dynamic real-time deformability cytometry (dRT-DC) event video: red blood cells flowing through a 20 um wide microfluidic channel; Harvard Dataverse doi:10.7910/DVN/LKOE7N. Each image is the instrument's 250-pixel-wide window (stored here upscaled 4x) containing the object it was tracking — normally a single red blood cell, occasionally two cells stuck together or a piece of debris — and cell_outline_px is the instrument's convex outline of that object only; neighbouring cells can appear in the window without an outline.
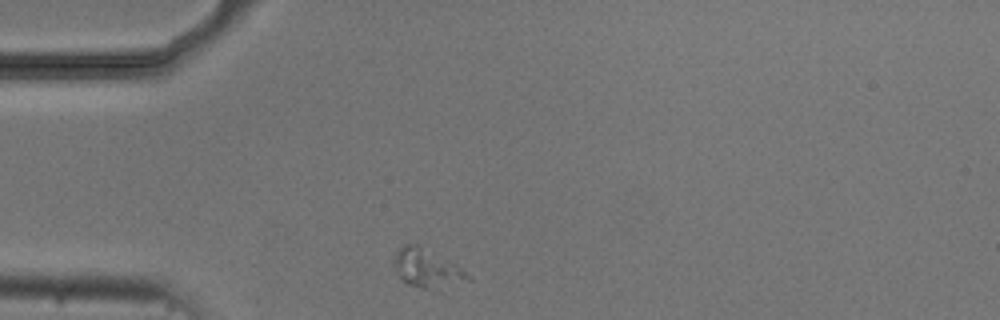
{"species": "common noctule bat (a hibernating species)", "species_latin": "Nyctalus noctula", "temperature_condition": "cold", "stored_images_in_passage": 5, "camera_frame_rate_fps": 3000, "um_per_image_px": 0.085, "animal": {"sex": "male", "body_mass_g": 20.5, "forearm_length_mm": 52.5}, "frame": {"image": 1, "passage_image": 1, "time_ms": 0.0, "image_size_px": [1000, 320], "cell_outline_px": [[472, 280], [440, 292], [420, 288], [408, 284], [396, 272], [392, 264], [392, 256], [404, 244], [416, 244], [460, 268], [472, 276]], "centroid_in_image_um": [36.31, 22.89], "position_along_channel_um": 48.7, "area_um2": 16.88}}
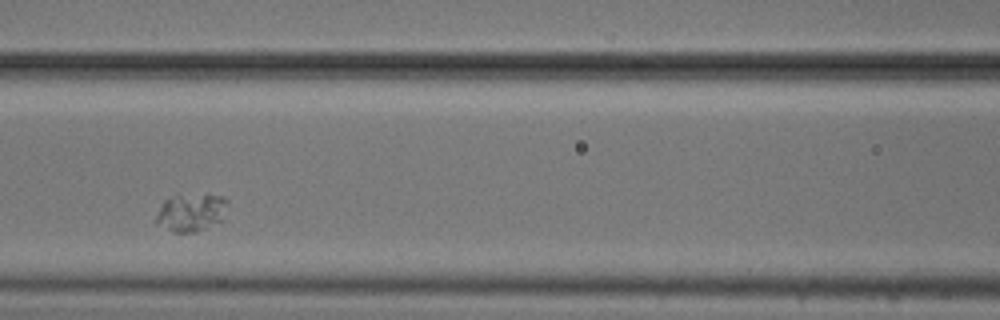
{"frame": {"image": 2, "passage_image": 4, "time_ms": 3.333, "image_size_px": [1000, 320], "cell_outline_px": [[228, 200], [224, 220], [204, 228], [192, 232], [176, 232], [156, 224], [156, 216], [164, 200], [176, 196], [224, 196]], "centroid_in_image_um": [16.27, 18.08], "position_along_channel_um": 150.3, "area_um2": 15.26}}
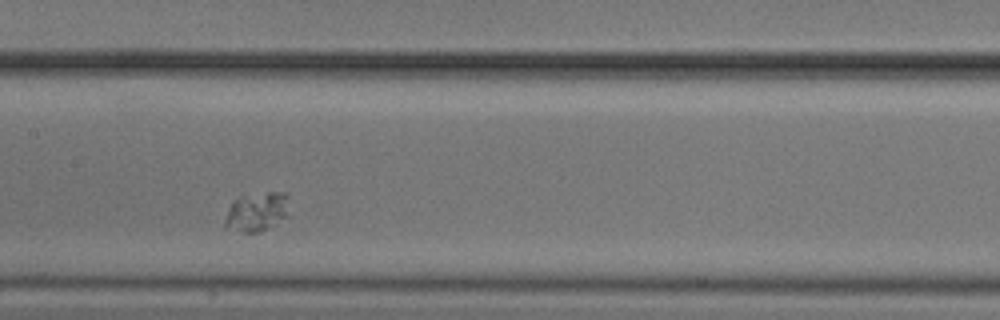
{"frame": {"image": 3, "passage_image": 5, "time_ms": 4.333, "image_size_px": [1000, 320], "cell_outline_px": [[288, 216], [276, 224], [260, 232], [244, 232], [224, 228], [224, 220], [228, 208], [240, 196], [268, 192], [284, 192], [288, 196]], "centroid_in_image_um": [21.84, 18.01], "position_along_channel_um": 185.6, "area_um2": 14.74}}